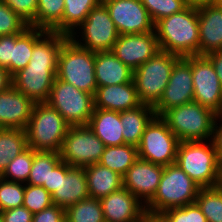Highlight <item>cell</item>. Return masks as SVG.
Returning <instances> with one entry per match:
<instances>
[{
    "instance_id": "47",
    "label": "cell",
    "mask_w": 222,
    "mask_h": 222,
    "mask_svg": "<svg viewBox=\"0 0 222 222\" xmlns=\"http://www.w3.org/2000/svg\"><path fill=\"white\" fill-rule=\"evenodd\" d=\"M206 57L211 61L214 66L215 72L222 85V49L209 53Z\"/></svg>"
},
{
    "instance_id": "16",
    "label": "cell",
    "mask_w": 222,
    "mask_h": 222,
    "mask_svg": "<svg viewBox=\"0 0 222 222\" xmlns=\"http://www.w3.org/2000/svg\"><path fill=\"white\" fill-rule=\"evenodd\" d=\"M112 53L131 70H136L160 51L156 32L119 35Z\"/></svg>"
},
{
    "instance_id": "18",
    "label": "cell",
    "mask_w": 222,
    "mask_h": 222,
    "mask_svg": "<svg viewBox=\"0 0 222 222\" xmlns=\"http://www.w3.org/2000/svg\"><path fill=\"white\" fill-rule=\"evenodd\" d=\"M105 222H143L145 205L126 188L100 199Z\"/></svg>"
},
{
    "instance_id": "39",
    "label": "cell",
    "mask_w": 222,
    "mask_h": 222,
    "mask_svg": "<svg viewBox=\"0 0 222 222\" xmlns=\"http://www.w3.org/2000/svg\"><path fill=\"white\" fill-rule=\"evenodd\" d=\"M53 205L52 195L39 185L25 184L23 206L35 214Z\"/></svg>"
},
{
    "instance_id": "38",
    "label": "cell",
    "mask_w": 222,
    "mask_h": 222,
    "mask_svg": "<svg viewBox=\"0 0 222 222\" xmlns=\"http://www.w3.org/2000/svg\"><path fill=\"white\" fill-rule=\"evenodd\" d=\"M156 24L160 19L171 16L187 7L185 0H141Z\"/></svg>"
},
{
    "instance_id": "10",
    "label": "cell",
    "mask_w": 222,
    "mask_h": 222,
    "mask_svg": "<svg viewBox=\"0 0 222 222\" xmlns=\"http://www.w3.org/2000/svg\"><path fill=\"white\" fill-rule=\"evenodd\" d=\"M46 103L56 109L70 126L88 125L94 110L92 94L57 77Z\"/></svg>"
},
{
    "instance_id": "17",
    "label": "cell",
    "mask_w": 222,
    "mask_h": 222,
    "mask_svg": "<svg viewBox=\"0 0 222 222\" xmlns=\"http://www.w3.org/2000/svg\"><path fill=\"white\" fill-rule=\"evenodd\" d=\"M162 173L163 166L138 158L123 176V187L146 205L157 191Z\"/></svg>"
},
{
    "instance_id": "8",
    "label": "cell",
    "mask_w": 222,
    "mask_h": 222,
    "mask_svg": "<svg viewBox=\"0 0 222 222\" xmlns=\"http://www.w3.org/2000/svg\"><path fill=\"white\" fill-rule=\"evenodd\" d=\"M181 57L160 50L133 71V81L142 104L155 106L168 84L174 64Z\"/></svg>"
},
{
    "instance_id": "41",
    "label": "cell",
    "mask_w": 222,
    "mask_h": 222,
    "mask_svg": "<svg viewBox=\"0 0 222 222\" xmlns=\"http://www.w3.org/2000/svg\"><path fill=\"white\" fill-rule=\"evenodd\" d=\"M18 16H20L30 27L35 28V17L38 0H2Z\"/></svg>"
},
{
    "instance_id": "2",
    "label": "cell",
    "mask_w": 222,
    "mask_h": 222,
    "mask_svg": "<svg viewBox=\"0 0 222 222\" xmlns=\"http://www.w3.org/2000/svg\"><path fill=\"white\" fill-rule=\"evenodd\" d=\"M160 50L179 57L199 53L198 9L187 6L184 10L160 19L155 24Z\"/></svg>"
},
{
    "instance_id": "44",
    "label": "cell",
    "mask_w": 222,
    "mask_h": 222,
    "mask_svg": "<svg viewBox=\"0 0 222 222\" xmlns=\"http://www.w3.org/2000/svg\"><path fill=\"white\" fill-rule=\"evenodd\" d=\"M0 216L4 222H32L33 213L24 206L1 211Z\"/></svg>"
},
{
    "instance_id": "26",
    "label": "cell",
    "mask_w": 222,
    "mask_h": 222,
    "mask_svg": "<svg viewBox=\"0 0 222 222\" xmlns=\"http://www.w3.org/2000/svg\"><path fill=\"white\" fill-rule=\"evenodd\" d=\"M155 116L153 106L147 104L120 112L124 143L137 147L146 126Z\"/></svg>"
},
{
    "instance_id": "49",
    "label": "cell",
    "mask_w": 222,
    "mask_h": 222,
    "mask_svg": "<svg viewBox=\"0 0 222 222\" xmlns=\"http://www.w3.org/2000/svg\"><path fill=\"white\" fill-rule=\"evenodd\" d=\"M187 6L189 7H202L205 5H211L212 0H185Z\"/></svg>"
},
{
    "instance_id": "45",
    "label": "cell",
    "mask_w": 222,
    "mask_h": 222,
    "mask_svg": "<svg viewBox=\"0 0 222 222\" xmlns=\"http://www.w3.org/2000/svg\"><path fill=\"white\" fill-rule=\"evenodd\" d=\"M217 122H219V124ZM212 141L217 151V156L220 162H222V114L218 115L215 120Z\"/></svg>"
},
{
    "instance_id": "21",
    "label": "cell",
    "mask_w": 222,
    "mask_h": 222,
    "mask_svg": "<svg viewBox=\"0 0 222 222\" xmlns=\"http://www.w3.org/2000/svg\"><path fill=\"white\" fill-rule=\"evenodd\" d=\"M199 53L206 56L222 49V7H198Z\"/></svg>"
},
{
    "instance_id": "33",
    "label": "cell",
    "mask_w": 222,
    "mask_h": 222,
    "mask_svg": "<svg viewBox=\"0 0 222 222\" xmlns=\"http://www.w3.org/2000/svg\"><path fill=\"white\" fill-rule=\"evenodd\" d=\"M61 157L59 152L36 151L34 153L30 175L25 184L29 185H48V177L59 162Z\"/></svg>"
},
{
    "instance_id": "9",
    "label": "cell",
    "mask_w": 222,
    "mask_h": 222,
    "mask_svg": "<svg viewBox=\"0 0 222 222\" xmlns=\"http://www.w3.org/2000/svg\"><path fill=\"white\" fill-rule=\"evenodd\" d=\"M119 35L106 6L100 2L69 38L79 47L93 52H104L112 50Z\"/></svg>"
},
{
    "instance_id": "37",
    "label": "cell",
    "mask_w": 222,
    "mask_h": 222,
    "mask_svg": "<svg viewBox=\"0 0 222 222\" xmlns=\"http://www.w3.org/2000/svg\"><path fill=\"white\" fill-rule=\"evenodd\" d=\"M158 217L163 222H207L196 202L182 207L167 209L159 214Z\"/></svg>"
},
{
    "instance_id": "53",
    "label": "cell",
    "mask_w": 222,
    "mask_h": 222,
    "mask_svg": "<svg viewBox=\"0 0 222 222\" xmlns=\"http://www.w3.org/2000/svg\"><path fill=\"white\" fill-rule=\"evenodd\" d=\"M4 128L0 125V132L3 130Z\"/></svg>"
},
{
    "instance_id": "19",
    "label": "cell",
    "mask_w": 222,
    "mask_h": 222,
    "mask_svg": "<svg viewBox=\"0 0 222 222\" xmlns=\"http://www.w3.org/2000/svg\"><path fill=\"white\" fill-rule=\"evenodd\" d=\"M90 197L84 168L71 167L60 161V183L52 194L53 204L66 209Z\"/></svg>"
},
{
    "instance_id": "36",
    "label": "cell",
    "mask_w": 222,
    "mask_h": 222,
    "mask_svg": "<svg viewBox=\"0 0 222 222\" xmlns=\"http://www.w3.org/2000/svg\"><path fill=\"white\" fill-rule=\"evenodd\" d=\"M25 183L0 177V212L23 206Z\"/></svg>"
},
{
    "instance_id": "22",
    "label": "cell",
    "mask_w": 222,
    "mask_h": 222,
    "mask_svg": "<svg viewBox=\"0 0 222 222\" xmlns=\"http://www.w3.org/2000/svg\"><path fill=\"white\" fill-rule=\"evenodd\" d=\"M134 81L97 87L94 108L122 112L141 105Z\"/></svg>"
},
{
    "instance_id": "43",
    "label": "cell",
    "mask_w": 222,
    "mask_h": 222,
    "mask_svg": "<svg viewBox=\"0 0 222 222\" xmlns=\"http://www.w3.org/2000/svg\"><path fill=\"white\" fill-rule=\"evenodd\" d=\"M14 53V35L0 36V66L11 75V60Z\"/></svg>"
},
{
    "instance_id": "4",
    "label": "cell",
    "mask_w": 222,
    "mask_h": 222,
    "mask_svg": "<svg viewBox=\"0 0 222 222\" xmlns=\"http://www.w3.org/2000/svg\"><path fill=\"white\" fill-rule=\"evenodd\" d=\"M200 187L175 163L163 166L159 186L153 198L145 205L148 216L196 202Z\"/></svg>"
},
{
    "instance_id": "24",
    "label": "cell",
    "mask_w": 222,
    "mask_h": 222,
    "mask_svg": "<svg viewBox=\"0 0 222 222\" xmlns=\"http://www.w3.org/2000/svg\"><path fill=\"white\" fill-rule=\"evenodd\" d=\"M88 126L105 147L125 144L120 112L94 108Z\"/></svg>"
},
{
    "instance_id": "42",
    "label": "cell",
    "mask_w": 222,
    "mask_h": 222,
    "mask_svg": "<svg viewBox=\"0 0 222 222\" xmlns=\"http://www.w3.org/2000/svg\"><path fill=\"white\" fill-rule=\"evenodd\" d=\"M32 222H66L65 209L53 204L52 206L33 214Z\"/></svg>"
},
{
    "instance_id": "12",
    "label": "cell",
    "mask_w": 222,
    "mask_h": 222,
    "mask_svg": "<svg viewBox=\"0 0 222 222\" xmlns=\"http://www.w3.org/2000/svg\"><path fill=\"white\" fill-rule=\"evenodd\" d=\"M104 148V143L88 125L70 126L59 154L69 166L84 168L98 163Z\"/></svg>"
},
{
    "instance_id": "51",
    "label": "cell",
    "mask_w": 222,
    "mask_h": 222,
    "mask_svg": "<svg viewBox=\"0 0 222 222\" xmlns=\"http://www.w3.org/2000/svg\"><path fill=\"white\" fill-rule=\"evenodd\" d=\"M211 5L215 7H222V0H212Z\"/></svg>"
},
{
    "instance_id": "46",
    "label": "cell",
    "mask_w": 222,
    "mask_h": 222,
    "mask_svg": "<svg viewBox=\"0 0 222 222\" xmlns=\"http://www.w3.org/2000/svg\"><path fill=\"white\" fill-rule=\"evenodd\" d=\"M60 183V162L50 170L48 185H42L51 195L58 189Z\"/></svg>"
},
{
    "instance_id": "23",
    "label": "cell",
    "mask_w": 222,
    "mask_h": 222,
    "mask_svg": "<svg viewBox=\"0 0 222 222\" xmlns=\"http://www.w3.org/2000/svg\"><path fill=\"white\" fill-rule=\"evenodd\" d=\"M95 76L98 87L125 84L133 80V70L112 51L95 52Z\"/></svg>"
},
{
    "instance_id": "13",
    "label": "cell",
    "mask_w": 222,
    "mask_h": 222,
    "mask_svg": "<svg viewBox=\"0 0 222 222\" xmlns=\"http://www.w3.org/2000/svg\"><path fill=\"white\" fill-rule=\"evenodd\" d=\"M193 101L222 114V85L214 66L206 56H192Z\"/></svg>"
},
{
    "instance_id": "14",
    "label": "cell",
    "mask_w": 222,
    "mask_h": 222,
    "mask_svg": "<svg viewBox=\"0 0 222 222\" xmlns=\"http://www.w3.org/2000/svg\"><path fill=\"white\" fill-rule=\"evenodd\" d=\"M192 56L181 57L173 66L170 79L158 103L153 107L156 116L168 109L193 101Z\"/></svg>"
},
{
    "instance_id": "52",
    "label": "cell",
    "mask_w": 222,
    "mask_h": 222,
    "mask_svg": "<svg viewBox=\"0 0 222 222\" xmlns=\"http://www.w3.org/2000/svg\"><path fill=\"white\" fill-rule=\"evenodd\" d=\"M219 186L222 188V162H221V168H220V183Z\"/></svg>"
},
{
    "instance_id": "15",
    "label": "cell",
    "mask_w": 222,
    "mask_h": 222,
    "mask_svg": "<svg viewBox=\"0 0 222 222\" xmlns=\"http://www.w3.org/2000/svg\"><path fill=\"white\" fill-rule=\"evenodd\" d=\"M120 35L155 31V24L141 0H101Z\"/></svg>"
},
{
    "instance_id": "30",
    "label": "cell",
    "mask_w": 222,
    "mask_h": 222,
    "mask_svg": "<svg viewBox=\"0 0 222 222\" xmlns=\"http://www.w3.org/2000/svg\"><path fill=\"white\" fill-rule=\"evenodd\" d=\"M64 0H38L35 28L63 34Z\"/></svg>"
},
{
    "instance_id": "40",
    "label": "cell",
    "mask_w": 222,
    "mask_h": 222,
    "mask_svg": "<svg viewBox=\"0 0 222 222\" xmlns=\"http://www.w3.org/2000/svg\"><path fill=\"white\" fill-rule=\"evenodd\" d=\"M29 24L0 1V36H8L23 33Z\"/></svg>"
},
{
    "instance_id": "28",
    "label": "cell",
    "mask_w": 222,
    "mask_h": 222,
    "mask_svg": "<svg viewBox=\"0 0 222 222\" xmlns=\"http://www.w3.org/2000/svg\"><path fill=\"white\" fill-rule=\"evenodd\" d=\"M137 159V147L124 144L105 147L98 163L124 176Z\"/></svg>"
},
{
    "instance_id": "7",
    "label": "cell",
    "mask_w": 222,
    "mask_h": 222,
    "mask_svg": "<svg viewBox=\"0 0 222 222\" xmlns=\"http://www.w3.org/2000/svg\"><path fill=\"white\" fill-rule=\"evenodd\" d=\"M56 77L94 96L98 87L95 52L79 47L68 38L58 54Z\"/></svg>"
},
{
    "instance_id": "31",
    "label": "cell",
    "mask_w": 222,
    "mask_h": 222,
    "mask_svg": "<svg viewBox=\"0 0 222 222\" xmlns=\"http://www.w3.org/2000/svg\"><path fill=\"white\" fill-rule=\"evenodd\" d=\"M101 0H64L63 34L70 36Z\"/></svg>"
},
{
    "instance_id": "34",
    "label": "cell",
    "mask_w": 222,
    "mask_h": 222,
    "mask_svg": "<svg viewBox=\"0 0 222 222\" xmlns=\"http://www.w3.org/2000/svg\"><path fill=\"white\" fill-rule=\"evenodd\" d=\"M196 203L207 222H222V188L220 186L200 188Z\"/></svg>"
},
{
    "instance_id": "29",
    "label": "cell",
    "mask_w": 222,
    "mask_h": 222,
    "mask_svg": "<svg viewBox=\"0 0 222 222\" xmlns=\"http://www.w3.org/2000/svg\"><path fill=\"white\" fill-rule=\"evenodd\" d=\"M27 147V134L24 129L4 128L0 132V175L9 162Z\"/></svg>"
},
{
    "instance_id": "11",
    "label": "cell",
    "mask_w": 222,
    "mask_h": 222,
    "mask_svg": "<svg viewBox=\"0 0 222 222\" xmlns=\"http://www.w3.org/2000/svg\"><path fill=\"white\" fill-rule=\"evenodd\" d=\"M179 142L167 123L155 116L146 126L137 146L138 158L161 166L175 164Z\"/></svg>"
},
{
    "instance_id": "35",
    "label": "cell",
    "mask_w": 222,
    "mask_h": 222,
    "mask_svg": "<svg viewBox=\"0 0 222 222\" xmlns=\"http://www.w3.org/2000/svg\"><path fill=\"white\" fill-rule=\"evenodd\" d=\"M35 152L31 147H27L9 162L0 177L8 181L26 183L30 175Z\"/></svg>"
},
{
    "instance_id": "1",
    "label": "cell",
    "mask_w": 222,
    "mask_h": 222,
    "mask_svg": "<svg viewBox=\"0 0 222 222\" xmlns=\"http://www.w3.org/2000/svg\"><path fill=\"white\" fill-rule=\"evenodd\" d=\"M68 38L47 31L34 44L28 65L12 76V85L34 103L48 101L57 74L58 54Z\"/></svg>"
},
{
    "instance_id": "6",
    "label": "cell",
    "mask_w": 222,
    "mask_h": 222,
    "mask_svg": "<svg viewBox=\"0 0 222 222\" xmlns=\"http://www.w3.org/2000/svg\"><path fill=\"white\" fill-rule=\"evenodd\" d=\"M70 125L48 103H35L25 129L27 145L35 151L60 152Z\"/></svg>"
},
{
    "instance_id": "25",
    "label": "cell",
    "mask_w": 222,
    "mask_h": 222,
    "mask_svg": "<svg viewBox=\"0 0 222 222\" xmlns=\"http://www.w3.org/2000/svg\"><path fill=\"white\" fill-rule=\"evenodd\" d=\"M90 197L101 199L123 187V176L100 165L84 167Z\"/></svg>"
},
{
    "instance_id": "3",
    "label": "cell",
    "mask_w": 222,
    "mask_h": 222,
    "mask_svg": "<svg viewBox=\"0 0 222 222\" xmlns=\"http://www.w3.org/2000/svg\"><path fill=\"white\" fill-rule=\"evenodd\" d=\"M176 164L200 188L219 186L221 162L212 140L179 142Z\"/></svg>"
},
{
    "instance_id": "48",
    "label": "cell",
    "mask_w": 222,
    "mask_h": 222,
    "mask_svg": "<svg viewBox=\"0 0 222 222\" xmlns=\"http://www.w3.org/2000/svg\"><path fill=\"white\" fill-rule=\"evenodd\" d=\"M12 85V76L8 70L0 66V92L7 90Z\"/></svg>"
},
{
    "instance_id": "32",
    "label": "cell",
    "mask_w": 222,
    "mask_h": 222,
    "mask_svg": "<svg viewBox=\"0 0 222 222\" xmlns=\"http://www.w3.org/2000/svg\"><path fill=\"white\" fill-rule=\"evenodd\" d=\"M66 222H105L100 199L87 197L65 209Z\"/></svg>"
},
{
    "instance_id": "5",
    "label": "cell",
    "mask_w": 222,
    "mask_h": 222,
    "mask_svg": "<svg viewBox=\"0 0 222 222\" xmlns=\"http://www.w3.org/2000/svg\"><path fill=\"white\" fill-rule=\"evenodd\" d=\"M217 114L192 101L165 111L160 117L178 138L184 141L212 140Z\"/></svg>"
},
{
    "instance_id": "50",
    "label": "cell",
    "mask_w": 222,
    "mask_h": 222,
    "mask_svg": "<svg viewBox=\"0 0 222 222\" xmlns=\"http://www.w3.org/2000/svg\"><path fill=\"white\" fill-rule=\"evenodd\" d=\"M143 222H163L158 216H146Z\"/></svg>"
},
{
    "instance_id": "27",
    "label": "cell",
    "mask_w": 222,
    "mask_h": 222,
    "mask_svg": "<svg viewBox=\"0 0 222 222\" xmlns=\"http://www.w3.org/2000/svg\"><path fill=\"white\" fill-rule=\"evenodd\" d=\"M47 32L41 28L29 27L23 33L14 34V53L11 60V76L24 69L31 57L34 44Z\"/></svg>"
},
{
    "instance_id": "20",
    "label": "cell",
    "mask_w": 222,
    "mask_h": 222,
    "mask_svg": "<svg viewBox=\"0 0 222 222\" xmlns=\"http://www.w3.org/2000/svg\"><path fill=\"white\" fill-rule=\"evenodd\" d=\"M34 102L13 85L0 92V125L3 128L26 129Z\"/></svg>"
}]
</instances>
